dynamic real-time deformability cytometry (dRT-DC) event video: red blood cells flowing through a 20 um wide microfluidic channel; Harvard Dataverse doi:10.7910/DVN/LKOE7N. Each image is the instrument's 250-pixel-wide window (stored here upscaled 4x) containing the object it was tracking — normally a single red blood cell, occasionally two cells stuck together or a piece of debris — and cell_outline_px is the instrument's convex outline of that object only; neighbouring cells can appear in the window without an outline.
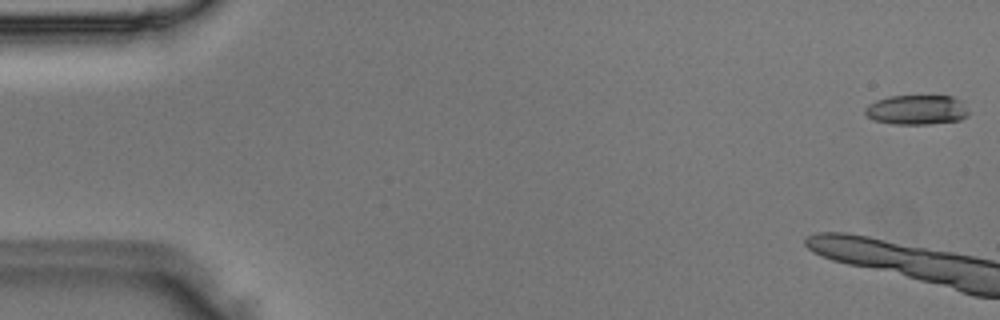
{"species": "Egyptian fruit bat (a non-hibernating species)", "species_latin": "Rousettus aegyptiacus", "temperature_condition": "room temperature", "stored_images_in_passage": 12, "camera_frame_rate_fps": 3000, "um_per_image_px": 0.085, "animal": {"sex": "male"}, "frame": {"image": 1, "passage_image": 1, "time_ms": 0.0, "image_size_px": [1000, 320], "cell_outline_px": [[968, 116], [960, 120], [928, 124], [892, 124], [872, 120], [864, 112], [864, 108], [868, 104], [876, 100], [888, 96], [952, 96], [960, 100], [968, 112]], "centroid_in_image_um": [77.88, 9.34], "position_along_channel_um": 7.1, "area_um2": 17.98}}